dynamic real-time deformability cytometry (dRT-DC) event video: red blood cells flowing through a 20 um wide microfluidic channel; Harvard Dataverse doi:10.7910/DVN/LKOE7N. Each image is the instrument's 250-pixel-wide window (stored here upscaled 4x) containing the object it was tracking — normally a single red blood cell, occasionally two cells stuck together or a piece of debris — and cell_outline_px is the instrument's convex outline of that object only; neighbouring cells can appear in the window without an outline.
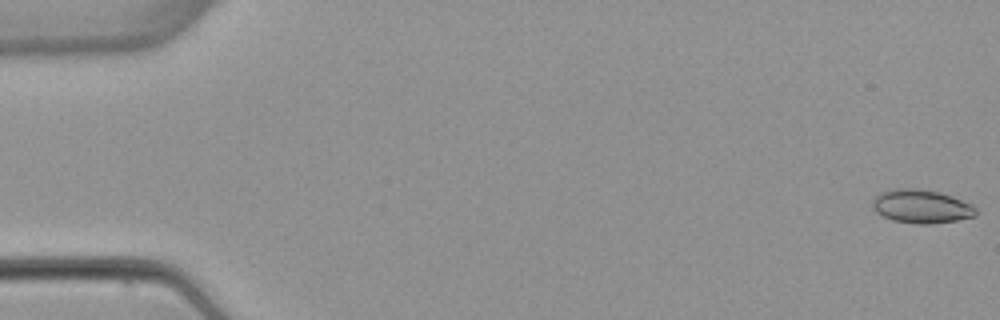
{"species": "common noctule bat (a hibernating species)", "species_latin": "Nyctalus noctula", "temperature_condition": "warm", "stored_images_in_passage": 5, "camera_frame_rate_fps": 3000, "um_per_image_px": 0.085, "animal": {"sex": "female", "body_mass_g": 22.7, "forearm_length_mm": 54.2}, "frame": {"image": 1, "passage_image": 1, "time_ms": 0.0, "image_size_px": [1000, 320], "cell_outline_px": [[976, 216], [956, 220], [932, 224], [916, 224], [892, 220], [876, 212], [872, 208], [872, 200], [880, 192], [892, 188], [916, 188], [940, 192], [952, 196], [972, 204], [976, 208]], "centroid_in_image_um": [78.3, 17.54], "position_along_channel_um": 6.7, "area_um2": 20.4}}
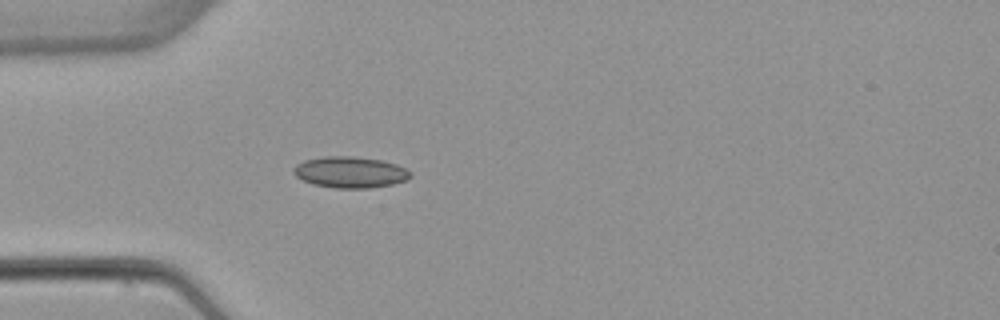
{"frame": {"image": 2, "passage_image": 5, "time_ms": 5.0, "image_size_px": [1000, 320], "cell_outline_px": [[412, 176], [408, 180], [392, 184], [368, 188], [336, 188], [312, 184], [296, 176], [292, 172], [292, 168], [296, 164], [304, 160], [324, 156], [352, 156], [380, 160], [396, 164], [412, 172]], "centroid_in_image_um": [29.76, 14.63], "position_along_channel_um": 55.2, "area_um2": 21.33}}